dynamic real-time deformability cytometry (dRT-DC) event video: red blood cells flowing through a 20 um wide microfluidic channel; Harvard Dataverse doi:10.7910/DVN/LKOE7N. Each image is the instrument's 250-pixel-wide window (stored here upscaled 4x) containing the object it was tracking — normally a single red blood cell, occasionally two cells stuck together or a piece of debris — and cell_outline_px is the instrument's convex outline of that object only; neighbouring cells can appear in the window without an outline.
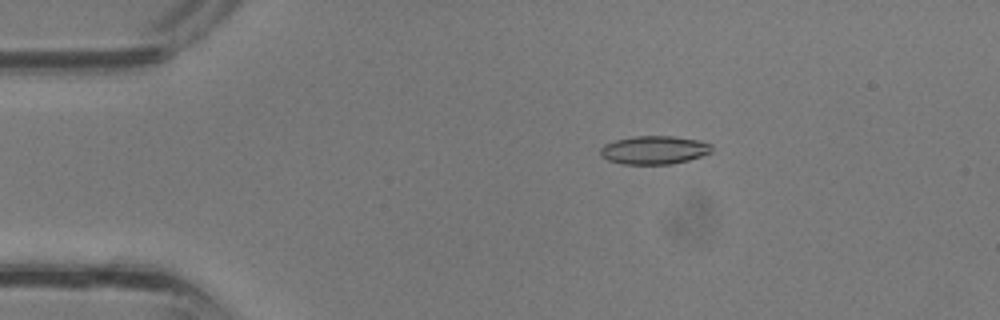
{"species": "common noctule bat (a hibernating species)", "species_latin": "Nyctalus noctula", "temperature_condition": "room temperature", "stored_images_in_passage": 36, "camera_frame_rate_fps": 3000, "um_per_image_px": 0.085, "animal": {"sex": "male", "body_mass_g": 13.3}, "frame": {"image": 1, "passage_image": 7, "time_ms": 2.0, "image_size_px": [1000, 320], "cell_outline_px": [[712, 152], [688, 160], [672, 164], [620, 164], [608, 160], [600, 156], [600, 148], [604, 144], [616, 140], [636, 136], [672, 136], [700, 140], [712, 144]], "centroid_in_image_um": [55.6, 12.75], "position_along_channel_um": 29.4, "area_um2": 18.5}}
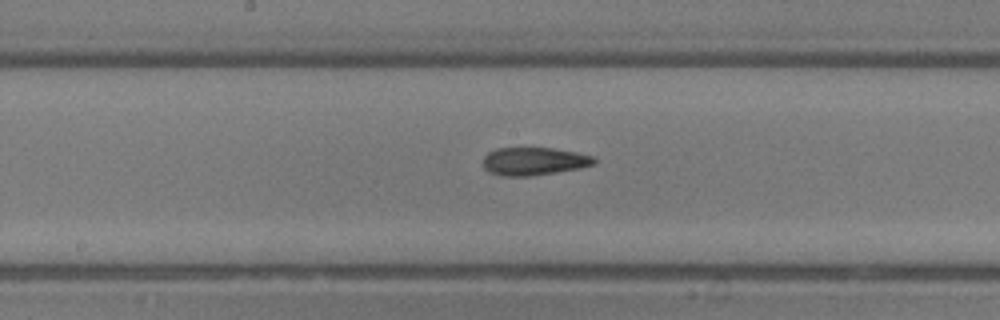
{"frame": {"image": 2, "passage_image": 19, "time_ms": 6.0, "image_size_px": [1000, 320], "cell_outline_px": [[596, 164], [580, 168], [532, 176], [500, 176], [488, 172], [484, 168], [484, 156], [488, 152], [496, 148], [552, 148], [576, 152], [592, 156], [596, 160]], "centroid_in_image_um": [45.37, 13.71], "position_along_channel_um": 202.8, "area_um2": 18.15}}
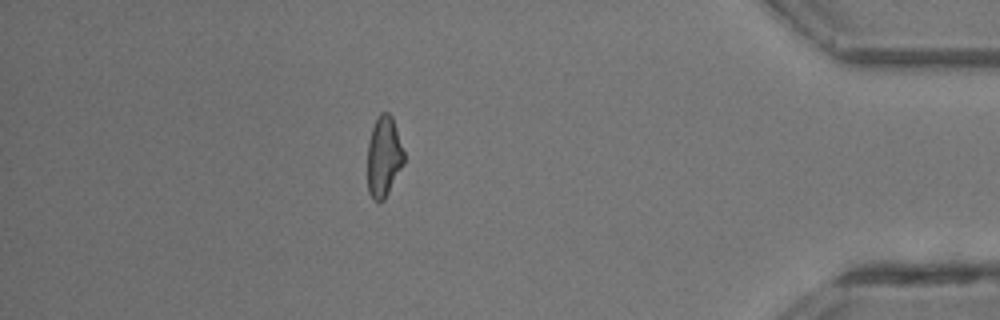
{"frame": {"image": 3, "passage_image": 32, "time_ms": 10.333, "image_size_px": [1000, 320], "cell_outline_px": [[404, 164], [384, 200], [372, 200], [368, 192], [368, 140], [372, 128], [380, 112], [388, 112], [392, 116], [404, 152]], "centroid_in_image_um": [32.62, 13.32], "position_along_channel_um": 402.6, "area_um2": 17.11}}